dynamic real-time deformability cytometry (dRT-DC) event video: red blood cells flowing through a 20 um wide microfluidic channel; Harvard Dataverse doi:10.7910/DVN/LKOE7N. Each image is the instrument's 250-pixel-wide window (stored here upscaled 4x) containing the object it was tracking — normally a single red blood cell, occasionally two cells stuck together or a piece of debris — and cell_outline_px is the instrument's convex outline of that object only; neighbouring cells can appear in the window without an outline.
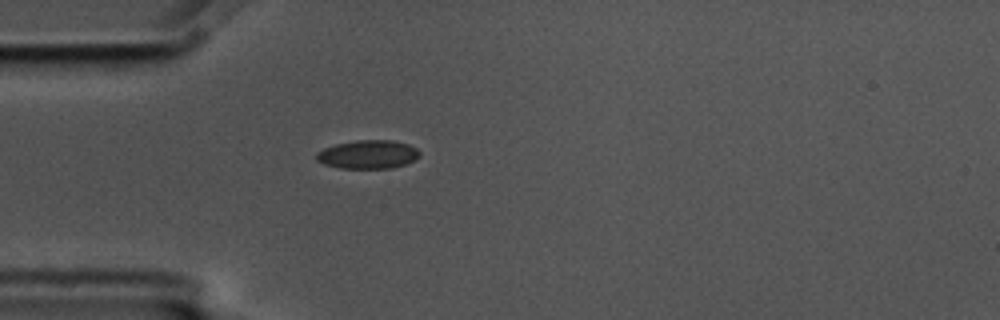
{"species": "common noctule bat (a hibernating species)", "species_latin": "Nyctalus noctula", "temperature_condition": "cold", "stored_images_in_passage": 1, "camera_frame_rate_fps": 3000, "um_per_image_px": 0.085, "animal": {"sex": "male", "body_mass_g": 17.5, "forearm_length_mm": 52.3}, "frame": {"image": 1, "passage_image": 1, "time_ms": 0.0, "image_size_px": [1000, 320], "cell_outline_px": [[420, 156], [404, 164], [392, 168], [340, 168], [324, 164], [316, 160], [316, 152], [324, 148], [336, 144], [356, 140], [392, 140], [408, 144], [416, 148], [420, 152]], "centroid_in_image_um": [31.26, 13.12], "position_along_channel_um": 53.7, "area_um2": 17.11}}